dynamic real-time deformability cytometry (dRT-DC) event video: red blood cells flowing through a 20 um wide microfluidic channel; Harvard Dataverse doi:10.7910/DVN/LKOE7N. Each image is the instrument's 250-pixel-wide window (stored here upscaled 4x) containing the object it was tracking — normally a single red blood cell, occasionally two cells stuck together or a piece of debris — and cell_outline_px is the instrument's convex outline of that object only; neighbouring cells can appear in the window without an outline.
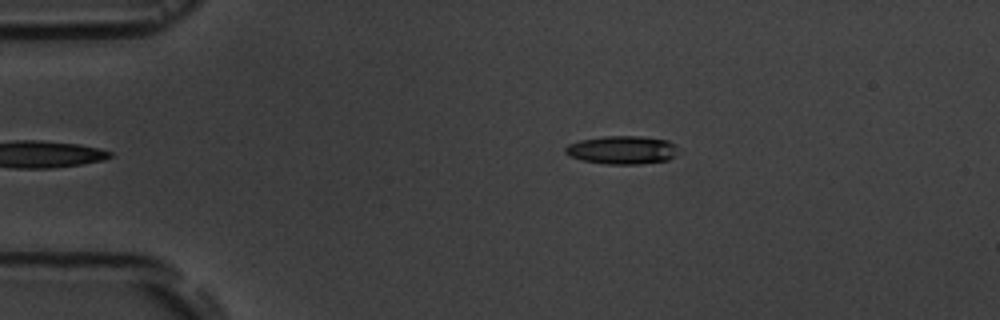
{"species": "common noctule bat (a hibernating species)", "species_latin": "Nyctalus noctula", "temperature_condition": "room temperature", "stored_images_in_passage": 4, "camera_frame_rate_fps": 3000, "um_per_image_px": 0.085, "animal": {"sex": "male", "body_mass_g": 19.5, "forearm_length_mm": 54.6}, "frame": {"image": 1, "passage_image": 4, "time_ms": 3.333, "image_size_px": [1000, 320], "cell_outline_px": [[676, 156], [668, 160], [640, 164], [604, 164], [580, 160], [568, 156], [564, 152], [564, 148], [568, 144], [580, 140], [604, 136], [640, 136], [668, 140], [672, 144]], "centroid_in_image_um": [52.8, 12.75], "position_along_channel_um": 32.2, "area_um2": 18.61}}